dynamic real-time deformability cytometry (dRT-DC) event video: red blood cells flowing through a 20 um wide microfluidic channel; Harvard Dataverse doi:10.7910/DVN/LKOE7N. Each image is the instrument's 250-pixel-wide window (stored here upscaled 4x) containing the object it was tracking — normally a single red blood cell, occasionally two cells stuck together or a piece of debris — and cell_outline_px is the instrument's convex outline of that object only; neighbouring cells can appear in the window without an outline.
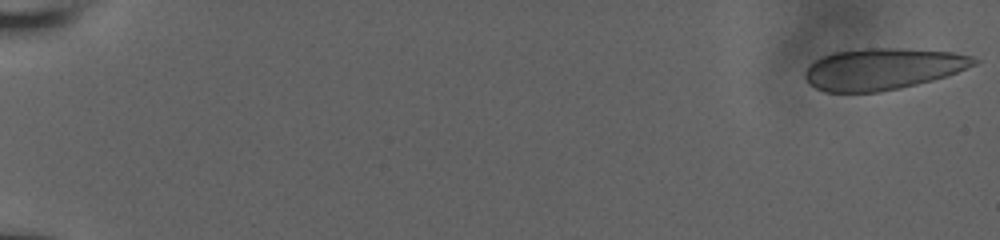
{"species": "human", "species_latin": "Homo sapiens", "temperature_condition": "room temperature", "stored_images_in_passage": 29, "camera_frame_rate_fps": 3000, "um_per_image_px": 0.085, "donor": {"sex": "male"}, "frame": {"image": 1, "passage_image": 1, "time_ms": 0.0, "image_size_px": [1000, 240], "cell_outline_px": [[980, 60], [976, 64], [956, 72], [932, 80], [900, 88], [880, 92], [824, 92], [808, 84], [804, 76], [804, 72], [808, 64], [832, 52], [864, 48], [900, 48], [952, 52], [972, 56]], "centroid_in_image_um": [74.98, 5.86], "position_along_channel_um": 10.0, "area_um2": 40.92}}